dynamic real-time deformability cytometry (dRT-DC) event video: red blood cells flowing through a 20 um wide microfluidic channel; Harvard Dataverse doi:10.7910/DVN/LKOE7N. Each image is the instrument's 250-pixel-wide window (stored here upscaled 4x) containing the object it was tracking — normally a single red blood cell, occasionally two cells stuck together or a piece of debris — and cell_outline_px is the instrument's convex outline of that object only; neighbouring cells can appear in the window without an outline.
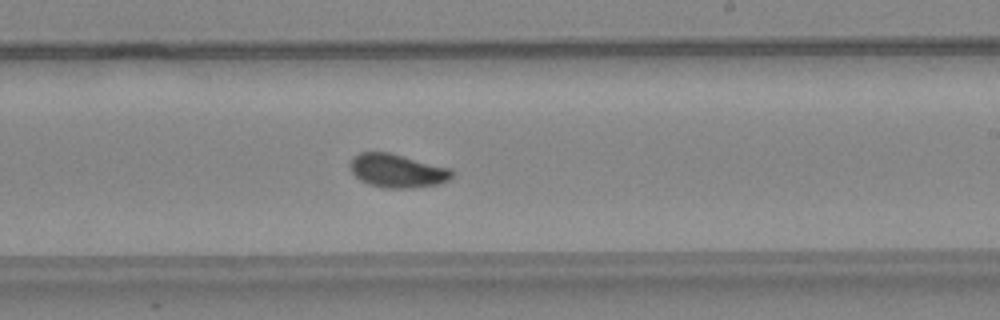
{"species": "common noctule bat (a hibernating species)", "species_latin": "Nyctalus noctula", "temperature_condition": "warm", "stored_images_in_passage": 34, "camera_frame_rate_fps": 3000, "um_per_image_px": 0.085, "animal": {"sex": "female", "body_mass_g": 24.6, "forearm_length_mm": 56.2}, "frame": {"image": 1, "passage_image": 15, "time_ms": 4.667, "image_size_px": [1000, 320], "cell_outline_px": [[456, 172], [448, 180], [436, 184], [412, 188], [384, 188], [368, 184], [360, 180], [352, 172], [348, 164], [352, 156], [360, 152], [388, 152], [452, 168]], "centroid_in_image_um": [33.75, 14.51], "position_along_channel_um": 255.2, "area_um2": 20.11}, "authors_computed_cell_mechanics": {"area_um2": 19.3052, "velocity_mm_per_s": 4.199, "shape_relaxation_time_tau1_ms": 5.3918, "shape_relaxation_time_tau2_ms": 1.1041, "deformation_change_tau1": 0.1227, "deformation_change_tau2": 0.0557}}